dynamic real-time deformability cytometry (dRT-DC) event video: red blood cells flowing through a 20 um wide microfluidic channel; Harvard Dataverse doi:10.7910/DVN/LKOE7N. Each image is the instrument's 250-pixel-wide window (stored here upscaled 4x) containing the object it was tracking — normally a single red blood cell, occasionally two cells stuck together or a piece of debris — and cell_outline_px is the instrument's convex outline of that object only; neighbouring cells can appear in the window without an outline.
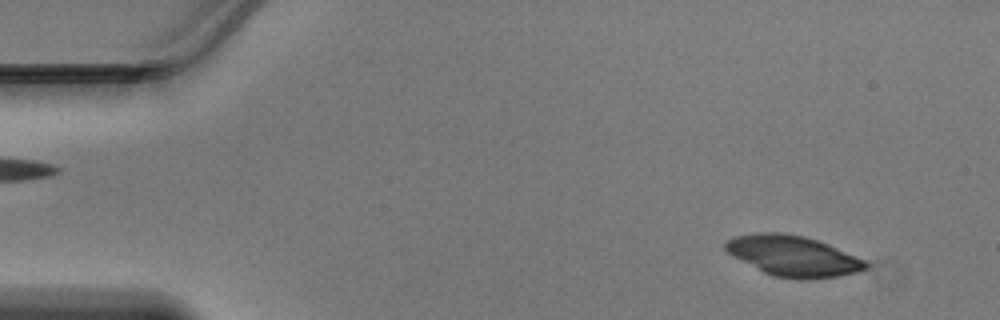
{"species": "Egyptian fruit bat (a non-hibernating species)", "species_latin": "Rousettus aegyptiacus", "temperature_condition": "warm", "stored_images_in_passage": 46, "camera_frame_rate_fps": 3000, "um_per_image_px": 0.085, "animal": {"sex": "male"}, "frame": {"image": 1, "passage_image": 4, "time_ms": 1.0, "image_size_px": [1000, 320], "cell_outline_px": [[868, 268], [860, 272], [836, 276], [808, 280], [800, 280], [772, 276], [732, 256], [724, 248], [724, 244], [728, 240], [736, 236], [756, 232], [780, 232], [804, 236], [828, 244], [864, 260], [868, 264]], "centroid_in_image_um": [67.4, 21.76], "position_along_channel_um": 17.6, "area_um2": 33.12}}